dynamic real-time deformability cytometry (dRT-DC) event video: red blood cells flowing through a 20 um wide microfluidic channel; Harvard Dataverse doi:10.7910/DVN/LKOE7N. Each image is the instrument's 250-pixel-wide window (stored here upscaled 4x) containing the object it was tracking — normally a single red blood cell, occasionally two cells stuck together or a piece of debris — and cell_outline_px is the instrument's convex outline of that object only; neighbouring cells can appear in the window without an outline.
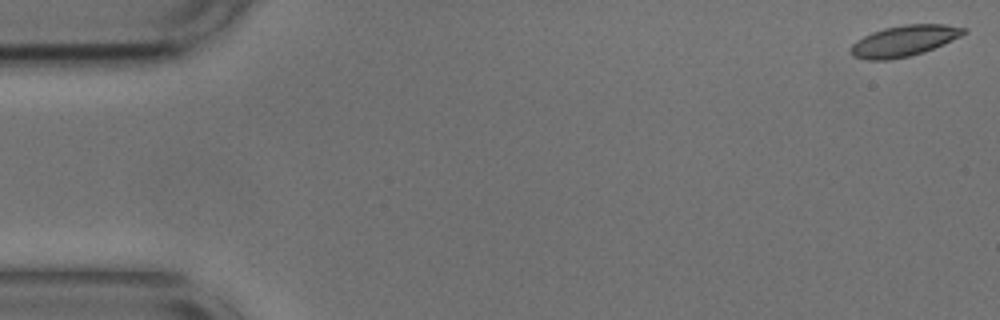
{"species": "common noctule bat (a hibernating species)", "species_latin": "Nyctalus noctula", "temperature_condition": "cold", "stored_images_in_passage": 3, "camera_frame_rate_fps": 3000, "um_per_image_px": 0.085, "animal": {"sex": "male", "body_mass_g": 17.9, "forearm_length_mm": 54.2}, "frame": {"image": 1, "passage_image": 1, "time_ms": 0.0, "image_size_px": [1000, 320], "cell_outline_px": [[968, 32], [952, 40], [924, 52], [908, 56], [888, 60], [868, 60], [852, 56], [848, 52], [852, 44], [856, 40], [872, 32], [884, 28], [904, 24], [944, 24], [968, 28]], "centroid_in_image_um": [76.83, 3.47], "position_along_channel_um": 8.2, "area_um2": 20.46}}